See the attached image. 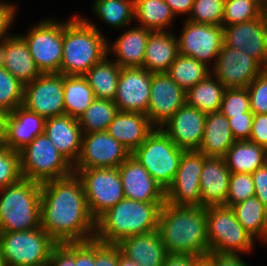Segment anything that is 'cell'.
<instances>
[{
    "instance_id": "cell-16",
    "label": "cell",
    "mask_w": 267,
    "mask_h": 266,
    "mask_svg": "<svg viewBox=\"0 0 267 266\" xmlns=\"http://www.w3.org/2000/svg\"><path fill=\"white\" fill-rule=\"evenodd\" d=\"M264 69L256 59L244 51L223 44L211 73L225 88H243Z\"/></svg>"
},
{
    "instance_id": "cell-11",
    "label": "cell",
    "mask_w": 267,
    "mask_h": 266,
    "mask_svg": "<svg viewBox=\"0 0 267 266\" xmlns=\"http://www.w3.org/2000/svg\"><path fill=\"white\" fill-rule=\"evenodd\" d=\"M20 34L41 73H60L63 58V22L53 18L32 26Z\"/></svg>"
},
{
    "instance_id": "cell-1",
    "label": "cell",
    "mask_w": 267,
    "mask_h": 266,
    "mask_svg": "<svg viewBox=\"0 0 267 266\" xmlns=\"http://www.w3.org/2000/svg\"><path fill=\"white\" fill-rule=\"evenodd\" d=\"M40 225L57 244L94 239L96 220L76 173L41 183Z\"/></svg>"
},
{
    "instance_id": "cell-19",
    "label": "cell",
    "mask_w": 267,
    "mask_h": 266,
    "mask_svg": "<svg viewBox=\"0 0 267 266\" xmlns=\"http://www.w3.org/2000/svg\"><path fill=\"white\" fill-rule=\"evenodd\" d=\"M152 73L142 67L121 68L114 102L118 111L146 114Z\"/></svg>"
},
{
    "instance_id": "cell-6",
    "label": "cell",
    "mask_w": 267,
    "mask_h": 266,
    "mask_svg": "<svg viewBox=\"0 0 267 266\" xmlns=\"http://www.w3.org/2000/svg\"><path fill=\"white\" fill-rule=\"evenodd\" d=\"M19 153L22 178L41 184L74 173L73 165L45 134L35 137Z\"/></svg>"
},
{
    "instance_id": "cell-37",
    "label": "cell",
    "mask_w": 267,
    "mask_h": 266,
    "mask_svg": "<svg viewBox=\"0 0 267 266\" xmlns=\"http://www.w3.org/2000/svg\"><path fill=\"white\" fill-rule=\"evenodd\" d=\"M92 6L93 14L108 24L110 28L121 29L133 24L134 0H95Z\"/></svg>"
},
{
    "instance_id": "cell-10",
    "label": "cell",
    "mask_w": 267,
    "mask_h": 266,
    "mask_svg": "<svg viewBox=\"0 0 267 266\" xmlns=\"http://www.w3.org/2000/svg\"><path fill=\"white\" fill-rule=\"evenodd\" d=\"M73 171L83 183L88 209L95 220L125 198L118 168Z\"/></svg>"
},
{
    "instance_id": "cell-56",
    "label": "cell",
    "mask_w": 267,
    "mask_h": 266,
    "mask_svg": "<svg viewBox=\"0 0 267 266\" xmlns=\"http://www.w3.org/2000/svg\"><path fill=\"white\" fill-rule=\"evenodd\" d=\"M175 17L185 14L190 15L194 0H165Z\"/></svg>"
},
{
    "instance_id": "cell-59",
    "label": "cell",
    "mask_w": 267,
    "mask_h": 266,
    "mask_svg": "<svg viewBox=\"0 0 267 266\" xmlns=\"http://www.w3.org/2000/svg\"><path fill=\"white\" fill-rule=\"evenodd\" d=\"M118 266H140V265L138 263H136L135 261L130 260L121 254L119 256Z\"/></svg>"
},
{
    "instance_id": "cell-5",
    "label": "cell",
    "mask_w": 267,
    "mask_h": 266,
    "mask_svg": "<svg viewBox=\"0 0 267 266\" xmlns=\"http://www.w3.org/2000/svg\"><path fill=\"white\" fill-rule=\"evenodd\" d=\"M41 184L21 178L0 190V232L28 231L40 225Z\"/></svg>"
},
{
    "instance_id": "cell-53",
    "label": "cell",
    "mask_w": 267,
    "mask_h": 266,
    "mask_svg": "<svg viewBox=\"0 0 267 266\" xmlns=\"http://www.w3.org/2000/svg\"><path fill=\"white\" fill-rule=\"evenodd\" d=\"M255 196L267 208V162L252 174Z\"/></svg>"
},
{
    "instance_id": "cell-29",
    "label": "cell",
    "mask_w": 267,
    "mask_h": 266,
    "mask_svg": "<svg viewBox=\"0 0 267 266\" xmlns=\"http://www.w3.org/2000/svg\"><path fill=\"white\" fill-rule=\"evenodd\" d=\"M235 141L228 118L220 111L207 113L198 151L206 157L224 158Z\"/></svg>"
},
{
    "instance_id": "cell-2",
    "label": "cell",
    "mask_w": 267,
    "mask_h": 266,
    "mask_svg": "<svg viewBox=\"0 0 267 266\" xmlns=\"http://www.w3.org/2000/svg\"><path fill=\"white\" fill-rule=\"evenodd\" d=\"M168 253L206 256L209 252L207 214L203 206H173L165 203L157 228Z\"/></svg>"
},
{
    "instance_id": "cell-49",
    "label": "cell",
    "mask_w": 267,
    "mask_h": 266,
    "mask_svg": "<svg viewBox=\"0 0 267 266\" xmlns=\"http://www.w3.org/2000/svg\"><path fill=\"white\" fill-rule=\"evenodd\" d=\"M253 118V113H243L242 115L228 118L229 125L236 141L249 140Z\"/></svg>"
},
{
    "instance_id": "cell-33",
    "label": "cell",
    "mask_w": 267,
    "mask_h": 266,
    "mask_svg": "<svg viewBox=\"0 0 267 266\" xmlns=\"http://www.w3.org/2000/svg\"><path fill=\"white\" fill-rule=\"evenodd\" d=\"M175 15L165 0H134V20L137 26L153 32L172 31Z\"/></svg>"
},
{
    "instance_id": "cell-41",
    "label": "cell",
    "mask_w": 267,
    "mask_h": 266,
    "mask_svg": "<svg viewBox=\"0 0 267 266\" xmlns=\"http://www.w3.org/2000/svg\"><path fill=\"white\" fill-rule=\"evenodd\" d=\"M24 85L7 69L0 67V109L11 113L23 103Z\"/></svg>"
},
{
    "instance_id": "cell-54",
    "label": "cell",
    "mask_w": 267,
    "mask_h": 266,
    "mask_svg": "<svg viewBox=\"0 0 267 266\" xmlns=\"http://www.w3.org/2000/svg\"><path fill=\"white\" fill-rule=\"evenodd\" d=\"M240 254L208 252L206 257L211 261L212 266H250Z\"/></svg>"
},
{
    "instance_id": "cell-52",
    "label": "cell",
    "mask_w": 267,
    "mask_h": 266,
    "mask_svg": "<svg viewBox=\"0 0 267 266\" xmlns=\"http://www.w3.org/2000/svg\"><path fill=\"white\" fill-rule=\"evenodd\" d=\"M249 141L267 149V114H254Z\"/></svg>"
},
{
    "instance_id": "cell-38",
    "label": "cell",
    "mask_w": 267,
    "mask_h": 266,
    "mask_svg": "<svg viewBox=\"0 0 267 266\" xmlns=\"http://www.w3.org/2000/svg\"><path fill=\"white\" fill-rule=\"evenodd\" d=\"M211 73V67L189 56L178 55L166 74L185 92Z\"/></svg>"
},
{
    "instance_id": "cell-21",
    "label": "cell",
    "mask_w": 267,
    "mask_h": 266,
    "mask_svg": "<svg viewBox=\"0 0 267 266\" xmlns=\"http://www.w3.org/2000/svg\"><path fill=\"white\" fill-rule=\"evenodd\" d=\"M125 198L139 202H166V191L130 155L119 167Z\"/></svg>"
},
{
    "instance_id": "cell-17",
    "label": "cell",
    "mask_w": 267,
    "mask_h": 266,
    "mask_svg": "<svg viewBox=\"0 0 267 266\" xmlns=\"http://www.w3.org/2000/svg\"><path fill=\"white\" fill-rule=\"evenodd\" d=\"M222 27L224 45L244 51L267 69V10L253 20Z\"/></svg>"
},
{
    "instance_id": "cell-28",
    "label": "cell",
    "mask_w": 267,
    "mask_h": 266,
    "mask_svg": "<svg viewBox=\"0 0 267 266\" xmlns=\"http://www.w3.org/2000/svg\"><path fill=\"white\" fill-rule=\"evenodd\" d=\"M179 55L175 32L155 31L148 38L142 68L151 73H166Z\"/></svg>"
},
{
    "instance_id": "cell-61",
    "label": "cell",
    "mask_w": 267,
    "mask_h": 266,
    "mask_svg": "<svg viewBox=\"0 0 267 266\" xmlns=\"http://www.w3.org/2000/svg\"><path fill=\"white\" fill-rule=\"evenodd\" d=\"M0 266H7L5 261H4L3 256L1 255V250H0Z\"/></svg>"
},
{
    "instance_id": "cell-42",
    "label": "cell",
    "mask_w": 267,
    "mask_h": 266,
    "mask_svg": "<svg viewBox=\"0 0 267 266\" xmlns=\"http://www.w3.org/2000/svg\"><path fill=\"white\" fill-rule=\"evenodd\" d=\"M225 0H194L186 20L195 23L222 26Z\"/></svg>"
},
{
    "instance_id": "cell-40",
    "label": "cell",
    "mask_w": 267,
    "mask_h": 266,
    "mask_svg": "<svg viewBox=\"0 0 267 266\" xmlns=\"http://www.w3.org/2000/svg\"><path fill=\"white\" fill-rule=\"evenodd\" d=\"M267 10V0H225L222 26L253 20Z\"/></svg>"
},
{
    "instance_id": "cell-31",
    "label": "cell",
    "mask_w": 267,
    "mask_h": 266,
    "mask_svg": "<svg viewBox=\"0 0 267 266\" xmlns=\"http://www.w3.org/2000/svg\"><path fill=\"white\" fill-rule=\"evenodd\" d=\"M231 173H250L267 162V149L249 140L235 141L224 157Z\"/></svg>"
},
{
    "instance_id": "cell-18",
    "label": "cell",
    "mask_w": 267,
    "mask_h": 266,
    "mask_svg": "<svg viewBox=\"0 0 267 266\" xmlns=\"http://www.w3.org/2000/svg\"><path fill=\"white\" fill-rule=\"evenodd\" d=\"M186 103V92L166 73H152L146 116L155 128H161Z\"/></svg>"
},
{
    "instance_id": "cell-34",
    "label": "cell",
    "mask_w": 267,
    "mask_h": 266,
    "mask_svg": "<svg viewBox=\"0 0 267 266\" xmlns=\"http://www.w3.org/2000/svg\"><path fill=\"white\" fill-rule=\"evenodd\" d=\"M238 222L256 240L267 243V208L256 197L231 206Z\"/></svg>"
},
{
    "instance_id": "cell-14",
    "label": "cell",
    "mask_w": 267,
    "mask_h": 266,
    "mask_svg": "<svg viewBox=\"0 0 267 266\" xmlns=\"http://www.w3.org/2000/svg\"><path fill=\"white\" fill-rule=\"evenodd\" d=\"M22 106L45 120L65 114L63 74L42 73L25 85Z\"/></svg>"
},
{
    "instance_id": "cell-60",
    "label": "cell",
    "mask_w": 267,
    "mask_h": 266,
    "mask_svg": "<svg viewBox=\"0 0 267 266\" xmlns=\"http://www.w3.org/2000/svg\"><path fill=\"white\" fill-rule=\"evenodd\" d=\"M192 266H212L211 261L206 257H199Z\"/></svg>"
},
{
    "instance_id": "cell-30",
    "label": "cell",
    "mask_w": 267,
    "mask_h": 266,
    "mask_svg": "<svg viewBox=\"0 0 267 266\" xmlns=\"http://www.w3.org/2000/svg\"><path fill=\"white\" fill-rule=\"evenodd\" d=\"M4 68L24 86L42 74L30 54L26 41L20 34H12L8 37Z\"/></svg>"
},
{
    "instance_id": "cell-4",
    "label": "cell",
    "mask_w": 267,
    "mask_h": 266,
    "mask_svg": "<svg viewBox=\"0 0 267 266\" xmlns=\"http://www.w3.org/2000/svg\"><path fill=\"white\" fill-rule=\"evenodd\" d=\"M165 203L124 198L96 220L94 239L118 244L128 237L157 230L160 209Z\"/></svg>"
},
{
    "instance_id": "cell-20",
    "label": "cell",
    "mask_w": 267,
    "mask_h": 266,
    "mask_svg": "<svg viewBox=\"0 0 267 266\" xmlns=\"http://www.w3.org/2000/svg\"><path fill=\"white\" fill-rule=\"evenodd\" d=\"M207 113L185 103L161 127L178 148L198 150L204 134Z\"/></svg>"
},
{
    "instance_id": "cell-45",
    "label": "cell",
    "mask_w": 267,
    "mask_h": 266,
    "mask_svg": "<svg viewBox=\"0 0 267 266\" xmlns=\"http://www.w3.org/2000/svg\"><path fill=\"white\" fill-rule=\"evenodd\" d=\"M255 196V187L250 173H231L226 206H233Z\"/></svg>"
},
{
    "instance_id": "cell-50",
    "label": "cell",
    "mask_w": 267,
    "mask_h": 266,
    "mask_svg": "<svg viewBox=\"0 0 267 266\" xmlns=\"http://www.w3.org/2000/svg\"><path fill=\"white\" fill-rule=\"evenodd\" d=\"M0 1V40L8 38L12 34L8 33L10 27H13L17 14V5L13 2Z\"/></svg>"
},
{
    "instance_id": "cell-8",
    "label": "cell",
    "mask_w": 267,
    "mask_h": 266,
    "mask_svg": "<svg viewBox=\"0 0 267 266\" xmlns=\"http://www.w3.org/2000/svg\"><path fill=\"white\" fill-rule=\"evenodd\" d=\"M209 252L251 253L256 241L226 205L206 207Z\"/></svg>"
},
{
    "instance_id": "cell-44",
    "label": "cell",
    "mask_w": 267,
    "mask_h": 266,
    "mask_svg": "<svg viewBox=\"0 0 267 266\" xmlns=\"http://www.w3.org/2000/svg\"><path fill=\"white\" fill-rule=\"evenodd\" d=\"M21 178L20 153L5 146L0 147V190Z\"/></svg>"
},
{
    "instance_id": "cell-32",
    "label": "cell",
    "mask_w": 267,
    "mask_h": 266,
    "mask_svg": "<svg viewBox=\"0 0 267 266\" xmlns=\"http://www.w3.org/2000/svg\"><path fill=\"white\" fill-rule=\"evenodd\" d=\"M120 70L121 67L107 55L83 75L92 88L95 98L114 101Z\"/></svg>"
},
{
    "instance_id": "cell-22",
    "label": "cell",
    "mask_w": 267,
    "mask_h": 266,
    "mask_svg": "<svg viewBox=\"0 0 267 266\" xmlns=\"http://www.w3.org/2000/svg\"><path fill=\"white\" fill-rule=\"evenodd\" d=\"M44 134L56 149L74 166L81 147L83 132L78 119L67 114L45 120Z\"/></svg>"
},
{
    "instance_id": "cell-43",
    "label": "cell",
    "mask_w": 267,
    "mask_h": 266,
    "mask_svg": "<svg viewBox=\"0 0 267 266\" xmlns=\"http://www.w3.org/2000/svg\"><path fill=\"white\" fill-rule=\"evenodd\" d=\"M219 111L227 118L252 113L247 88H226Z\"/></svg>"
},
{
    "instance_id": "cell-12",
    "label": "cell",
    "mask_w": 267,
    "mask_h": 266,
    "mask_svg": "<svg viewBox=\"0 0 267 266\" xmlns=\"http://www.w3.org/2000/svg\"><path fill=\"white\" fill-rule=\"evenodd\" d=\"M178 35L179 54L195 58L211 68L224 44L223 27L186 20ZM212 62V64H211Z\"/></svg>"
},
{
    "instance_id": "cell-25",
    "label": "cell",
    "mask_w": 267,
    "mask_h": 266,
    "mask_svg": "<svg viewBox=\"0 0 267 266\" xmlns=\"http://www.w3.org/2000/svg\"><path fill=\"white\" fill-rule=\"evenodd\" d=\"M152 32L144 27L131 26L112 45L108 41V56L114 55V61L121 68L142 67L146 44Z\"/></svg>"
},
{
    "instance_id": "cell-51",
    "label": "cell",
    "mask_w": 267,
    "mask_h": 266,
    "mask_svg": "<svg viewBox=\"0 0 267 266\" xmlns=\"http://www.w3.org/2000/svg\"><path fill=\"white\" fill-rule=\"evenodd\" d=\"M75 265L95 266V239L75 242Z\"/></svg>"
},
{
    "instance_id": "cell-7",
    "label": "cell",
    "mask_w": 267,
    "mask_h": 266,
    "mask_svg": "<svg viewBox=\"0 0 267 266\" xmlns=\"http://www.w3.org/2000/svg\"><path fill=\"white\" fill-rule=\"evenodd\" d=\"M184 151L161 128H155L131 155L166 191L174 181Z\"/></svg>"
},
{
    "instance_id": "cell-13",
    "label": "cell",
    "mask_w": 267,
    "mask_h": 266,
    "mask_svg": "<svg viewBox=\"0 0 267 266\" xmlns=\"http://www.w3.org/2000/svg\"><path fill=\"white\" fill-rule=\"evenodd\" d=\"M206 156L198 150L184 151L166 203L173 206H201L200 176Z\"/></svg>"
},
{
    "instance_id": "cell-24",
    "label": "cell",
    "mask_w": 267,
    "mask_h": 266,
    "mask_svg": "<svg viewBox=\"0 0 267 266\" xmlns=\"http://www.w3.org/2000/svg\"><path fill=\"white\" fill-rule=\"evenodd\" d=\"M230 176L224 158L206 157L200 176L201 206L226 205Z\"/></svg>"
},
{
    "instance_id": "cell-9",
    "label": "cell",
    "mask_w": 267,
    "mask_h": 266,
    "mask_svg": "<svg viewBox=\"0 0 267 266\" xmlns=\"http://www.w3.org/2000/svg\"><path fill=\"white\" fill-rule=\"evenodd\" d=\"M56 244L41 227L28 231L0 232L1 255L7 266H47Z\"/></svg>"
},
{
    "instance_id": "cell-39",
    "label": "cell",
    "mask_w": 267,
    "mask_h": 266,
    "mask_svg": "<svg viewBox=\"0 0 267 266\" xmlns=\"http://www.w3.org/2000/svg\"><path fill=\"white\" fill-rule=\"evenodd\" d=\"M118 108L114 101L95 98L78 118L83 134L104 132L114 119Z\"/></svg>"
},
{
    "instance_id": "cell-46",
    "label": "cell",
    "mask_w": 267,
    "mask_h": 266,
    "mask_svg": "<svg viewBox=\"0 0 267 266\" xmlns=\"http://www.w3.org/2000/svg\"><path fill=\"white\" fill-rule=\"evenodd\" d=\"M250 110L253 114H267V69H264L247 87Z\"/></svg>"
},
{
    "instance_id": "cell-36",
    "label": "cell",
    "mask_w": 267,
    "mask_h": 266,
    "mask_svg": "<svg viewBox=\"0 0 267 266\" xmlns=\"http://www.w3.org/2000/svg\"><path fill=\"white\" fill-rule=\"evenodd\" d=\"M65 114L79 118L94 101L95 95L84 76L63 75Z\"/></svg>"
},
{
    "instance_id": "cell-55",
    "label": "cell",
    "mask_w": 267,
    "mask_h": 266,
    "mask_svg": "<svg viewBox=\"0 0 267 266\" xmlns=\"http://www.w3.org/2000/svg\"><path fill=\"white\" fill-rule=\"evenodd\" d=\"M198 258L193 254L168 253L162 266H192Z\"/></svg>"
},
{
    "instance_id": "cell-3",
    "label": "cell",
    "mask_w": 267,
    "mask_h": 266,
    "mask_svg": "<svg viewBox=\"0 0 267 266\" xmlns=\"http://www.w3.org/2000/svg\"><path fill=\"white\" fill-rule=\"evenodd\" d=\"M108 40L86 16L74 14L63 22V58L60 73L83 76L107 55Z\"/></svg>"
},
{
    "instance_id": "cell-26",
    "label": "cell",
    "mask_w": 267,
    "mask_h": 266,
    "mask_svg": "<svg viewBox=\"0 0 267 266\" xmlns=\"http://www.w3.org/2000/svg\"><path fill=\"white\" fill-rule=\"evenodd\" d=\"M154 129L146 114L118 111L106 132L132 154Z\"/></svg>"
},
{
    "instance_id": "cell-35",
    "label": "cell",
    "mask_w": 267,
    "mask_h": 266,
    "mask_svg": "<svg viewBox=\"0 0 267 266\" xmlns=\"http://www.w3.org/2000/svg\"><path fill=\"white\" fill-rule=\"evenodd\" d=\"M225 87L210 73L186 92V103L204 113L218 112Z\"/></svg>"
},
{
    "instance_id": "cell-47",
    "label": "cell",
    "mask_w": 267,
    "mask_h": 266,
    "mask_svg": "<svg viewBox=\"0 0 267 266\" xmlns=\"http://www.w3.org/2000/svg\"><path fill=\"white\" fill-rule=\"evenodd\" d=\"M121 249L117 244L95 240V266H118Z\"/></svg>"
},
{
    "instance_id": "cell-27",
    "label": "cell",
    "mask_w": 267,
    "mask_h": 266,
    "mask_svg": "<svg viewBox=\"0 0 267 266\" xmlns=\"http://www.w3.org/2000/svg\"><path fill=\"white\" fill-rule=\"evenodd\" d=\"M117 245L122 255L140 266H162L168 254L158 230L128 237Z\"/></svg>"
},
{
    "instance_id": "cell-15",
    "label": "cell",
    "mask_w": 267,
    "mask_h": 266,
    "mask_svg": "<svg viewBox=\"0 0 267 266\" xmlns=\"http://www.w3.org/2000/svg\"><path fill=\"white\" fill-rule=\"evenodd\" d=\"M131 153L106 131L83 134L73 169L118 168Z\"/></svg>"
},
{
    "instance_id": "cell-57",
    "label": "cell",
    "mask_w": 267,
    "mask_h": 266,
    "mask_svg": "<svg viewBox=\"0 0 267 266\" xmlns=\"http://www.w3.org/2000/svg\"><path fill=\"white\" fill-rule=\"evenodd\" d=\"M8 113L0 109V147L5 146L6 118Z\"/></svg>"
},
{
    "instance_id": "cell-23",
    "label": "cell",
    "mask_w": 267,
    "mask_h": 266,
    "mask_svg": "<svg viewBox=\"0 0 267 266\" xmlns=\"http://www.w3.org/2000/svg\"><path fill=\"white\" fill-rule=\"evenodd\" d=\"M45 119L39 114L16 107L6 118L5 147L14 151L22 150L35 137L44 134Z\"/></svg>"
},
{
    "instance_id": "cell-48",
    "label": "cell",
    "mask_w": 267,
    "mask_h": 266,
    "mask_svg": "<svg viewBox=\"0 0 267 266\" xmlns=\"http://www.w3.org/2000/svg\"><path fill=\"white\" fill-rule=\"evenodd\" d=\"M47 266H76L75 242L56 244L52 248Z\"/></svg>"
},
{
    "instance_id": "cell-58",
    "label": "cell",
    "mask_w": 267,
    "mask_h": 266,
    "mask_svg": "<svg viewBox=\"0 0 267 266\" xmlns=\"http://www.w3.org/2000/svg\"><path fill=\"white\" fill-rule=\"evenodd\" d=\"M8 38L0 40V67H4L7 54Z\"/></svg>"
}]
</instances>
